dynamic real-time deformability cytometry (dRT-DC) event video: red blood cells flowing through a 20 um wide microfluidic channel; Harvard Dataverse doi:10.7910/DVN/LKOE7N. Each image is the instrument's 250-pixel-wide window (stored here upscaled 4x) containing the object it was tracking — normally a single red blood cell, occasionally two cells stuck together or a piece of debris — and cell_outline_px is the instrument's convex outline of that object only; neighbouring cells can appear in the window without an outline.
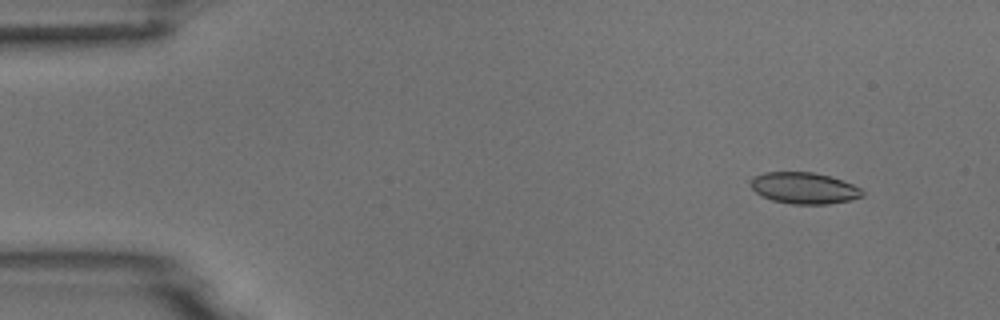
{"species": "common noctule bat (a hibernating species)", "species_latin": "Nyctalus noctula", "temperature_condition": "room temperature", "stored_images_in_passage": 5, "camera_frame_rate_fps": 3000, "um_per_image_px": 0.085, "animal": {"sex": "male", "body_mass_g": 18.8}, "frame": {"image": 1, "passage_image": 2, "time_ms": 1.333, "image_size_px": [1000, 320], "cell_outline_px": [[864, 196], [852, 200], [828, 204], [792, 204], [772, 200], [760, 196], [752, 188], [752, 180], [756, 176], [764, 172], [812, 172], [828, 176], [852, 184], [860, 188], [864, 192]], "centroid_in_image_um": [68.37, 16.0], "position_along_channel_um": 16.6, "area_um2": 20.29}}
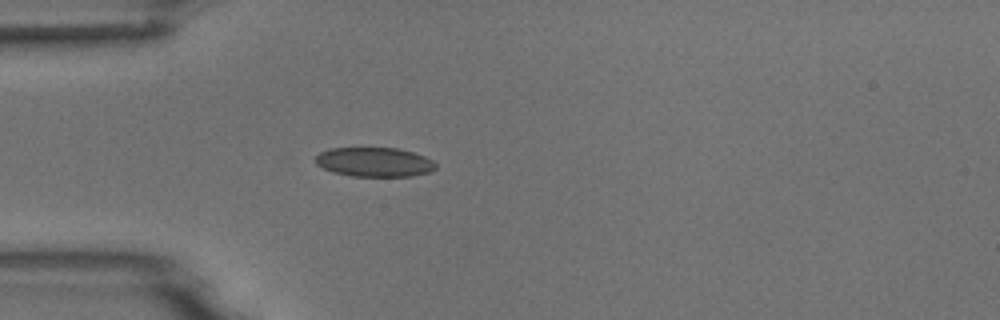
{"frame": {"image": 2, "passage_image": 5, "time_ms": 4.667, "image_size_px": [1000, 320], "cell_outline_px": [[436, 168], [432, 172], [412, 176], [352, 176], [332, 172], [316, 164], [316, 156], [320, 152], [328, 148], [364, 144], [400, 148], [424, 156], [432, 160], [436, 164]], "centroid_in_image_um": [31.8, 13.71], "position_along_channel_um": 53.2, "area_um2": 21.68}}